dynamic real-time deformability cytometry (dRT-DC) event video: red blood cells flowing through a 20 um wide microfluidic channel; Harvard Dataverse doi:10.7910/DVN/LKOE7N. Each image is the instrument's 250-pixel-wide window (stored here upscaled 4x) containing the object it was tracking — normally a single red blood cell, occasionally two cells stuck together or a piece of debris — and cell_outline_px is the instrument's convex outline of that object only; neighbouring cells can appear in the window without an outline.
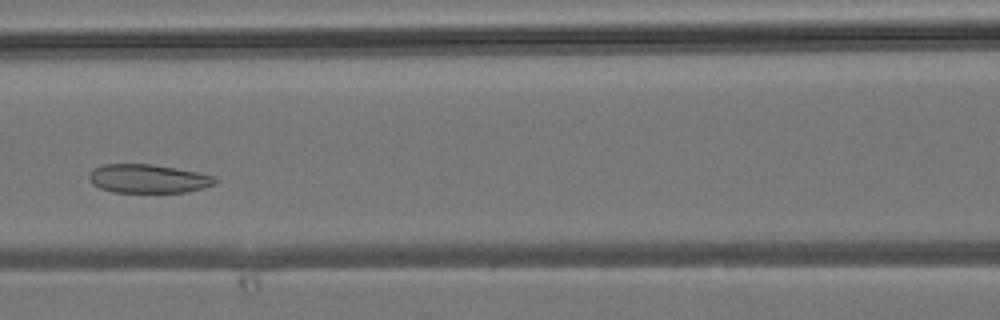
{"species": "common noctule bat (a hibernating species)", "species_latin": "Nyctalus noctula", "temperature_condition": "room temperature", "stored_images_in_passage": 9, "camera_frame_rate_fps": 3000, "um_per_image_px": 0.085, "animal": {"sex": "male", "body_mass_g": 19.2, "forearm_length_mm": 51.8}, "frame": {"image": 1, "passage_image": 6, "time_ms": 1.667, "image_size_px": [1000, 320], "cell_outline_px": [[220, 180], [216, 184], [204, 188], [184, 192], [112, 192], [100, 188], [92, 184], [88, 180], [88, 176], [96, 168], [104, 164], [152, 164], [176, 168], [216, 176]], "centroid_in_image_um": [12.63, 15.19], "position_along_channel_um": 154.0, "area_um2": 21.15}}